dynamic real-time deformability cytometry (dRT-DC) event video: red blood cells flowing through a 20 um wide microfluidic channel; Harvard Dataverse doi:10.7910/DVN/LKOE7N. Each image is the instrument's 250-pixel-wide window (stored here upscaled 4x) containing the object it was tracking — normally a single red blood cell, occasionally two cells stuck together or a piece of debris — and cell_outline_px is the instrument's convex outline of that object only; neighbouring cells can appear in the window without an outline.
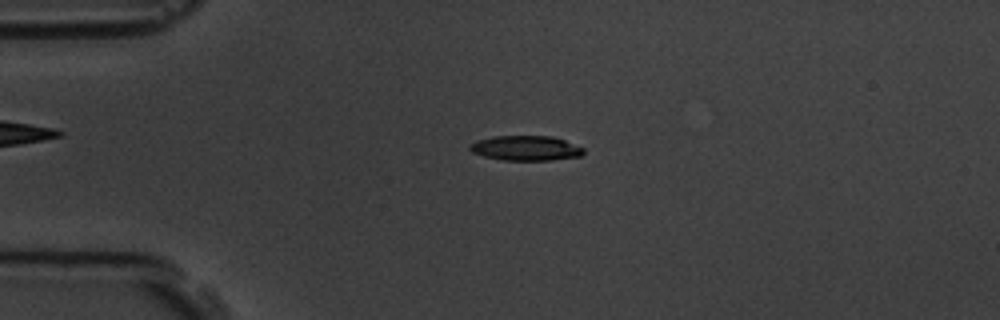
{"species": "common noctule bat (a hibernating species)", "species_latin": "Nyctalus noctula", "temperature_condition": "room temperature", "stored_images_in_passage": 28, "camera_frame_rate_fps": 3000, "um_per_image_px": 0.085, "animal": {"sex": "male", "body_mass_g": 19.5, "forearm_length_mm": 54.6}, "frame": {"image": 1, "passage_image": 13, "time_ms": 4.0, "image_size_px": [1000, 320], "cell_outline_px": [[584, 152], [580, 156], [552, 160], [504, 160], [484, 156], [472, 152], [468, 148], [468, 144], [476, 140], [492, 136], [552, 136], [564, 140], [584, 148]], "centroid_in_image_um": [44.66, 12.58], "position_along_channel_um": 40.3, "area_um2": 16.53}}
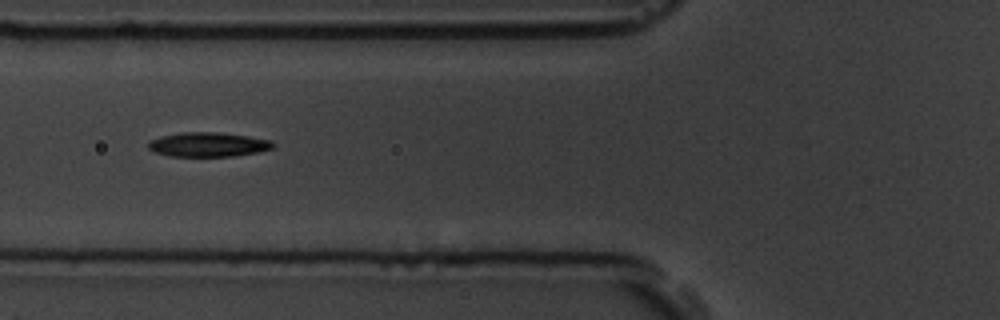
{"frame": {"image": 2, "passage_image": 21, "time_ms": 6.667, "image_size_px": [1000, 320], "cell_outline_px": [[276, 144], [272, 148], [256, 152], [232, 156], [168, 156], [152, 152], [148, 148], [148, 144], [152, 140], [160, 136], [180, 132], [216, 132], [248, 136], [272, 140]], "centroid_in_image_um": [17.67, 12.28], "position_along_channel_um": 108.1, "area_um2": 17.74}}
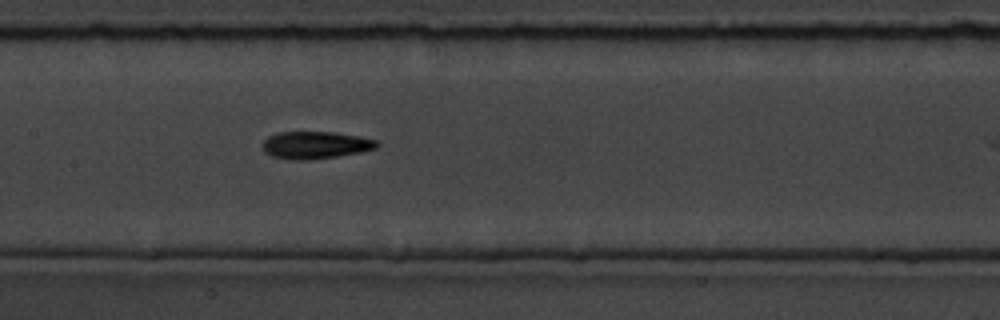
{"frame": {"image": 3, "passage_image": 27, "time_ms": 8.667, "image_size_px": [1000, 320], "cell_outline_px": [[380, 144], [376, 148], [360, 152], [312, 160], [288, 160], [272, 156], [264, 152], [260, 144], [268, 136], [276, 132], [336, 132], [376, 140]], "centroid_in_image_um": [26.74, 12.33], "position_along_channel_um": 180.7, "area_um2": 18.38}}